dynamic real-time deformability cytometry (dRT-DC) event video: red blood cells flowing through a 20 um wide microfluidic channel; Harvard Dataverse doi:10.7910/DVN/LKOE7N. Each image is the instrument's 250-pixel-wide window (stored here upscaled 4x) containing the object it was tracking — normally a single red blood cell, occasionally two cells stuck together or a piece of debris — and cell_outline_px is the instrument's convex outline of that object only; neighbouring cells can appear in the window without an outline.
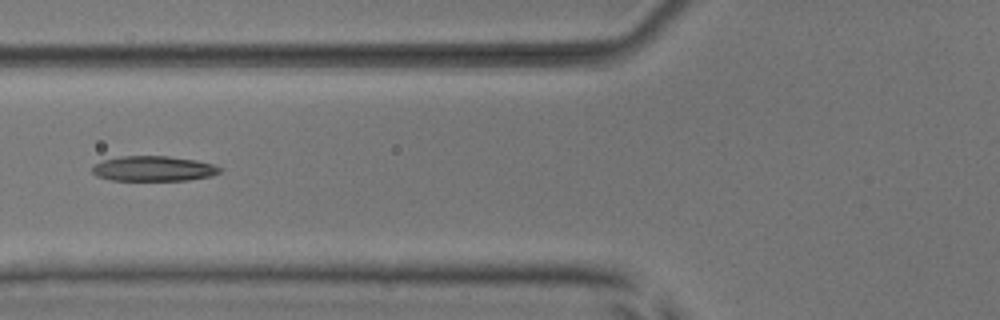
{"species": "common noctule bat (a hibernating species)", "species_latin": "Nyctalus noctula", "temperature_condition": "room temperature", "stored_images_in_passage": 7, "camera_frame_rate_fps": 3000, "um_per_image_px": 0.085, "animal": {"sex": "male", "body_mass_g": 17.9, "forearm_length_mm": 54.2}, "frame": {"image": 1, "passage_image": 6, "time_ms": 6.667, "image_size_px": [1000, 320], "cell_outline_px": [[220, 172], [212, 176], [188, 180], [112, 180], [96, 176], [92, 172], [92, 164], [104, 160], [120, 156], [168, 156], [196, 160], [212, 164], [220, 168]], "centroid_in_image_um": [13.01, 14.33], "position_along_channel_um": 112.8, "area_um2": 18.67}}
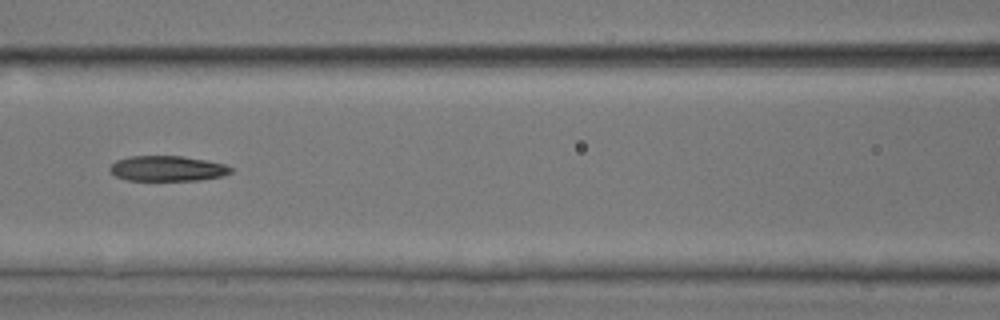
{"frame": {"image": 2, "passage_image": 7, "time_ms": 7.667, "image_size_px": [1000, 320], "cell_outline_px": [[232, 172], [224, 176], [200, 180], [128, 180], [116, 176], [108, 168], [116, 160], [128, 156], [184, 156], [224, 164], [232, 168]], "centroid_in_image_um": [14.23, 14.32], "position_along_channel_um": 152.4, "area_um2": 17.8}}